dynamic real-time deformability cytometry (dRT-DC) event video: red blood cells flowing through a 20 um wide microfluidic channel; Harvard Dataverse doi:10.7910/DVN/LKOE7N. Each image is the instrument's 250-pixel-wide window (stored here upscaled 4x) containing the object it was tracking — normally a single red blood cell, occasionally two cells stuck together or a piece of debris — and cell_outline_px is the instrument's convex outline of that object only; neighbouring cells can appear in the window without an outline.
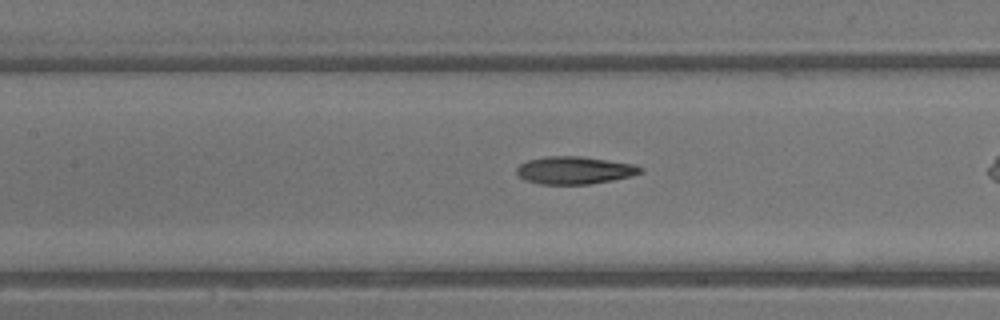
{"species": "common noctule bat (a hibernating species)", "species_latin": "Nyctalus noctula", "temperature_condition": "warm", "stored_images_in_passage": 21, "camera_frame_rate_fps": 3000, "um_per_image_px": 0.085, "animal": {"sex": "male", "body_mass_g": 13.3}, "frame": {"image": 1, "passage_image": 7, "time_ms": 2.0, "image_size_px": [1000, 320], "cell_outline_px": [[644, 172], [632, 176], [612, 180], [588, 184], [540, 184], [524, 180], [516, 176], [516, 168], [520, 164], [528, 160], [544, 156], [580, 156], [632, 164], [644, 168]], "centroid_in_image_um": [48.8, 14.47], "position_along_channel_um": 158.6, "area_um2": 20.0}}
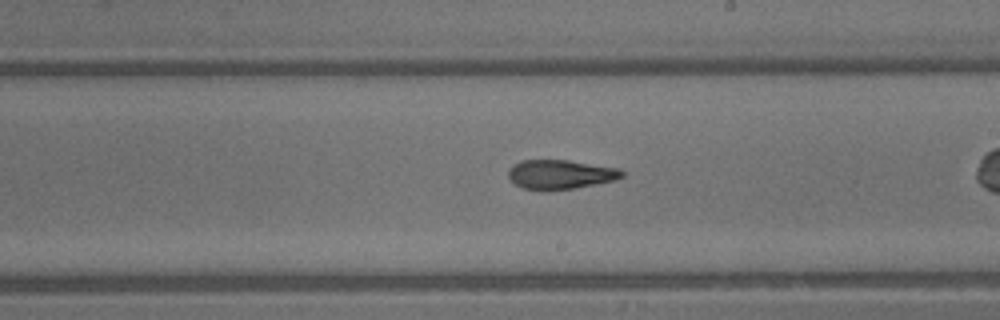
{"frame": {"image": 2, "passage_image": 12, "time_ms": 3.667, "image_size_px": [1000, 320], "cell_outline_px": [[624, 176], [616, 180], [576, 188], [548, 192], [544, 192], [524, 188], [516, 184], [508, 176], [508, 168], [512, 164], [520, 160], [568, 160], [620, 168], [624, 172]], "centroid_in_image_um": [47.63, 14.84], "position_along_channel_um": 241.4, "area_um2": 19.88}}
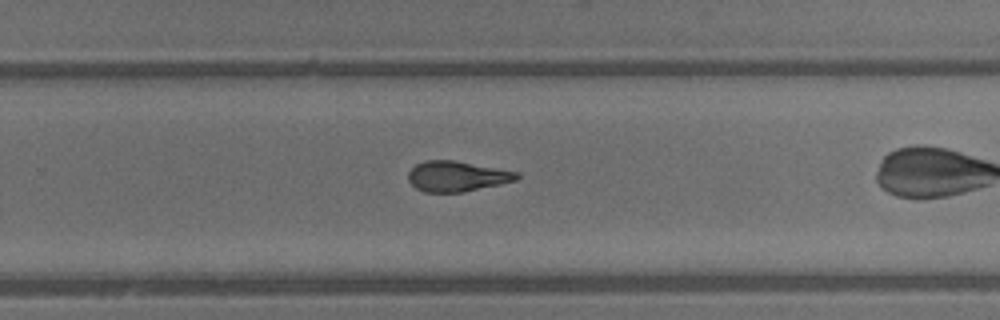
{"frame": {"image": 3, "passage_image": 15, "time_ms": 4.667, "image_size_px": [1000, 320], "cell_outline_px": [[520, 176], [516, 180], [500, 184], [464, 192], [424, 192], [416, 188], [408, 180], [408, 172], [416, 164], [424, 160], [452, 160], [520, 172]], "centroid_in_image_um": [38.83, 14.98], "position_along_channel_um": 291.0, "area_um2": 19.19}}